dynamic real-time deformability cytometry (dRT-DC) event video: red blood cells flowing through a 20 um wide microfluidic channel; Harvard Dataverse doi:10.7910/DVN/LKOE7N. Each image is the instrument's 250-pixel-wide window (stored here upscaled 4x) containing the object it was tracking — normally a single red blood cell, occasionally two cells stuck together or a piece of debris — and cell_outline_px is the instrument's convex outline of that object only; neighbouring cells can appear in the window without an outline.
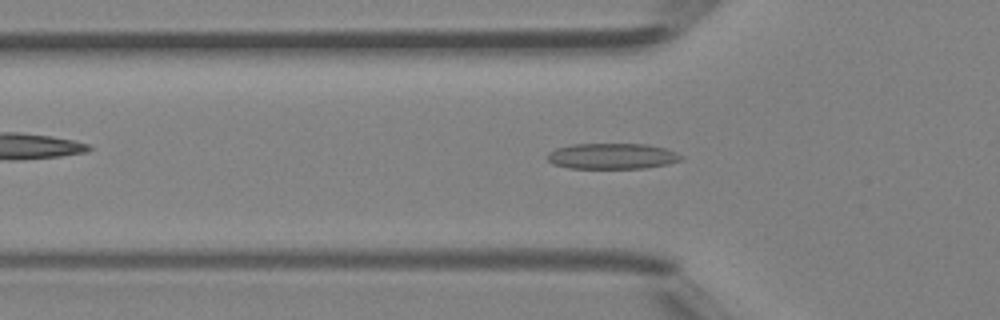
{"species": "Egyptian fruit bat (a non-hibernating species)", "species_latin": "Rousettus aegyptiacus", "temperature_condition": "room temperature", "stored_images_in_passage": 41, "camera_frame_rate_fps": 3000, "um_per_image_px": 0.085, "animal": {"sex": "female"}, "frame": {"image": 1, "passage_image": 13, "time_ms": 4.0, "image_size_px": [1000, 320], "cell_outline_px": [[684, 160], [668, 164], [644, 168], [568, 168], [552, 164], [548, 160], [548, 152], [556, 148], [572, 144], [648, 144], [664, 148], [676, 152], [684, 156]], "centroid_in_image_um": [52.05, 13.27], "position_along_channel_um": 73.7, "area_um2": 20.23}}
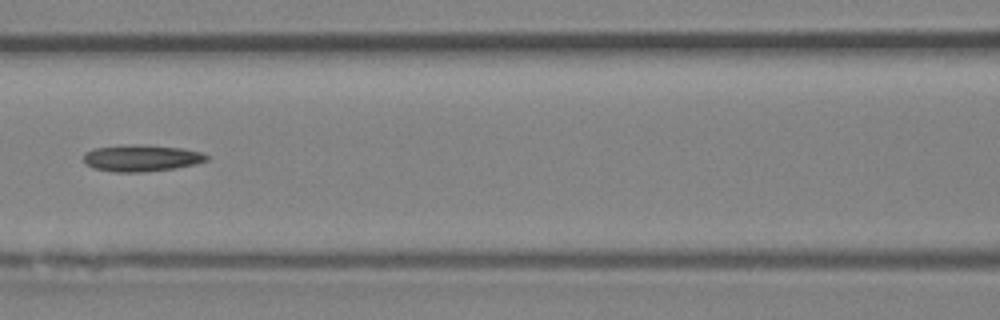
{"frame": {"image": 2, "passage_image": 18, "time_ms": 5.667, "image_size_px": [1000, 320], "cell_outline_px": [[208, 160], [176, 168], [140, 172], [116, 172], [92, 168], [84, 160], [84, 152], [92, 148], [136, 144], [148, 144], [184, 148], [200, 152], [208, 156]], "centroid_in_image_um": [12.01, 13.42], "position_along_channel_um": 154.6, "area_um2": 19.13}}
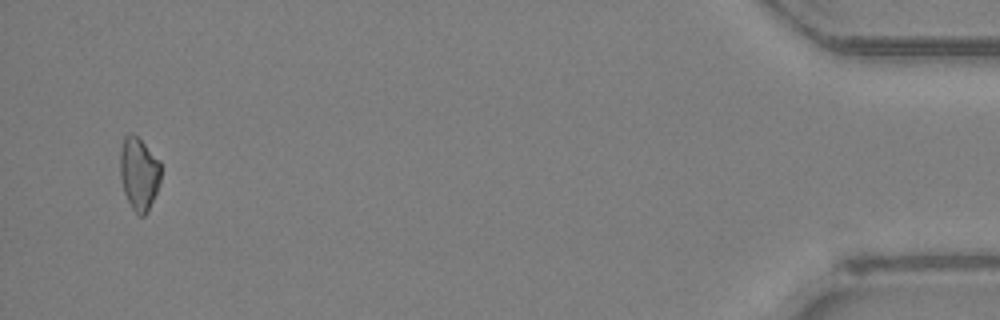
{"frame": {"image": 3, "passage_image": 40, "time_ms": 13.0, "image_size_px": [1000, 320], "cell_outline_px": [[160, 180], [156, 192], [144, 216], [140, 216], [132, 208], [124, 192], [120, 176], [120, 152], [124, 136], [128, 132], [132, 132], [160, 160]], "centroid_in_image_um": [11.79, 14.71], "position_along_channel_um": 423.4, "area_um2": 17.05}}